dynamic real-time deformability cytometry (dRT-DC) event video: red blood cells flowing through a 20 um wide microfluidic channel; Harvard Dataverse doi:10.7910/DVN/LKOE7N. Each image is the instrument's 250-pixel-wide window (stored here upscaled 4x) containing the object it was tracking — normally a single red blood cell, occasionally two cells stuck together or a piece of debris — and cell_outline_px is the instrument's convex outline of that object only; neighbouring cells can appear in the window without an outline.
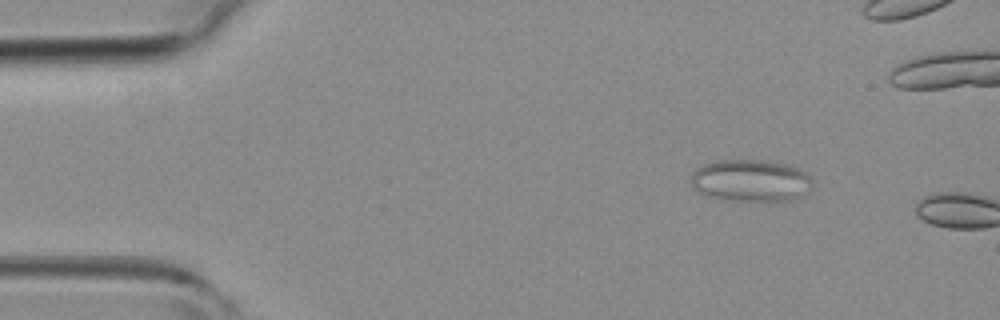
{"species": "common noctule bat (a hibernating species)", "species_latin": "Nyctalus noctula", "temperature_condition": "room temperature", "stored_images_in_passage": 2, "camera_frame_rate_fps": 3000, "um_per_image_px": 0.085, "animal": {"sex": "female", "body_mass_g": 19.3, "forearm_length_mm": 54.1}, "frame": {"image": 1, "passage_image": 1, "time_ms": 0.0, "image_size_px": [1000, 320], "cell_outline_px": [[812, 188], [796, 200], [740, 200], [712, 196], [700, 192], [692, 184], [692, 172], [696, 168], [704, 164], [716, 160], [764, 160], [788, 164], [800, 168], [812, 180]], "centroid_in_image_um": [63.87, 15.32], "position_along_channel_um": 21.1, "area_um2": 29.48}}